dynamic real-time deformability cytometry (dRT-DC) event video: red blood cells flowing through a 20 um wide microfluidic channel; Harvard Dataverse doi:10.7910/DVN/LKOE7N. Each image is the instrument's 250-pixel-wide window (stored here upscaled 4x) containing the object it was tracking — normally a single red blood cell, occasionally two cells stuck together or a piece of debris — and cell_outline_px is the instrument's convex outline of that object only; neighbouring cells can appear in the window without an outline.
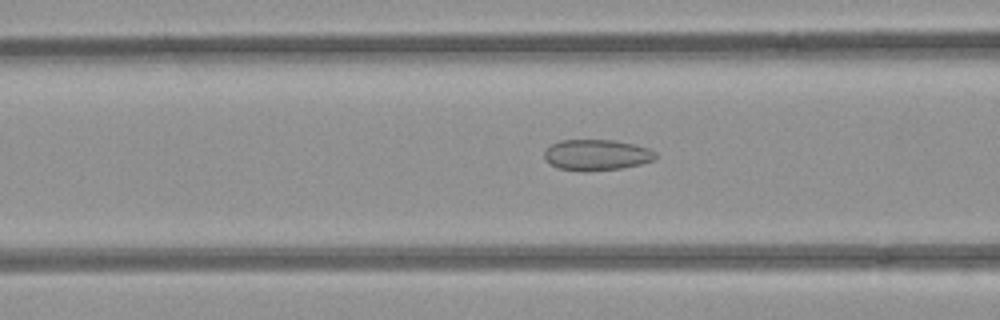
{"species": "common noctule bat (a hibernating species)", "species_latin": "Nyctalus noctula", "temperature_condition": "room temperature", "stored_images_in_passage": 48, "camera_frame_rate_fps": 3000, "um_per_image_px": 0.085, "animal": {"sex": "female", "body_mass_g": 21.9}, "frame": {"image": 1, "passage_image": 16, "time_ms": 5.0, "image_size_px": [1000, 320], "cell_outline_px": [[656, 156], [652, 160], [640, 164], [620, 168], [556, 168], [548, 164], [544, 160], [544, 152], [552, 144], [560, 140], [612, 140], [632, 144], [648, 148], [656, 152]], "centroid_in_image_um": [50.69, 13.12], "position_along_channel_um": 115.9, "area_um2": 19.13}}
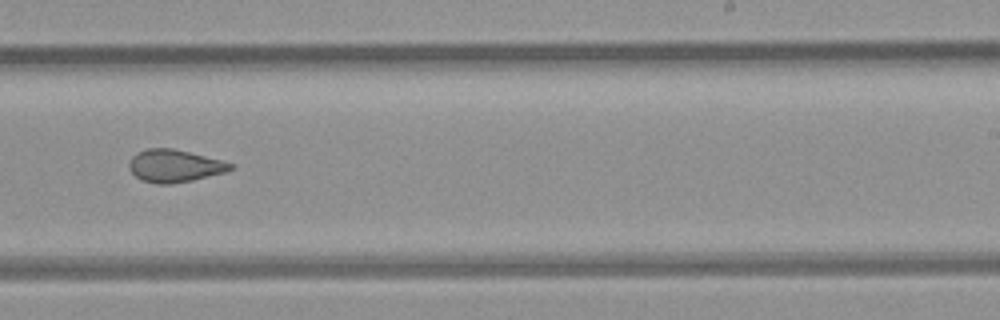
{"frame": {"image": 2, "passage_image": 28, "time_ms": 9.0, "image_size_px": [1000, 320], "cell_outline_px": [[236, 168], [224, 172], [192, 180], [172, 184], [156, 184], [144, 180], [136, 176], [128, 168], [128, 164], [132, 156], [136, 152], [144, 148], [172, 148], [236, 164]], "centroid_in_image_um": [14.82, 14.09], "position_along_channel_um": 274.2, "area_um2": 19.19}}
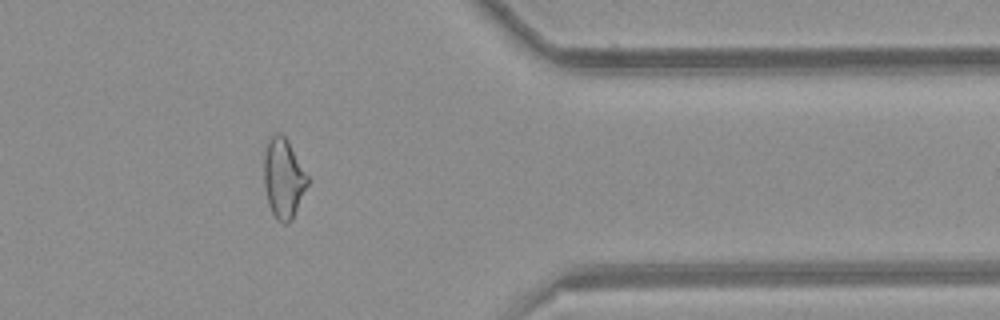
{"frame": {"image": 3, "passage_image": 38, "time_ms": 12.333, "image_size_px": [1000, 320], "cell_outline_px": [[308, 184], [292, 220], [288, 224], [284, 224], [276, 220], [268, 204], [264, 184], [264, 152], [268, 140], [272, 132], [280, 132], [288, 140], [308, 176]], "centroid_in_image_um": [24.08, 15.14], "position_along_channel_um": 387.3, "area_um2": 20.46}, "authors_computed_cell_mechanics": {"area_um2": 20.6057, "velocity_mm_per_s": 3.9579, "shape_relaxation_time_tau1_ms": null, "shape_relaxation_time_tau2_ms": 1.3968, "deformation_change_tau1": null, "deformation_change_tau2": 0.0773}}